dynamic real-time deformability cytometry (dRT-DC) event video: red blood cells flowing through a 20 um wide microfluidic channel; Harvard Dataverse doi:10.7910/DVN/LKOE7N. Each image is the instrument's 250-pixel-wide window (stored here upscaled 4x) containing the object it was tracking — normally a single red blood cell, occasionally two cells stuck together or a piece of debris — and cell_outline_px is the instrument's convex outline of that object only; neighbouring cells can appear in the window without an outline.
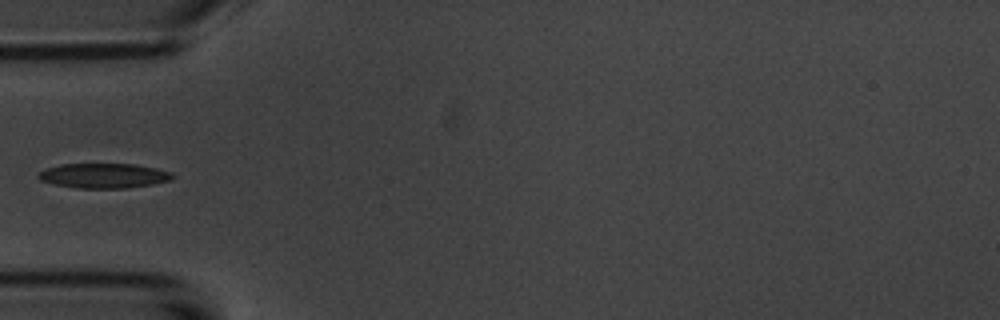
{"species": "common noctule bat (a hibernating species)", "species_latin": "Nyctalus noctula", "temperature_condition": "room temperature", "stored_images_in_passage": 6, "camera_frame_rate_fps": 3000, "um_per_image_px": 0.085, "animal": {"sex": "male", "body_mass_g": 20.1, "forearm_length_mm": 53.5}, "frame": {"image": 1, "passage_image": 5, "time_ms": 4.667, "image_size_px": [1000, 320], "cell_outline_px": [[176, 176], [172, 180], [152, 184], [128, 188], [76, 188], [56, 184], [40, 180], [36, 176], [40, 172], [48, 168], [60, 164], [136, 164], [156, 168], [172, 172]], "centroid_in_image_um": [8.87, 14.93], "position_along_channel_um": 76.1, "area_um2": 19.42}}